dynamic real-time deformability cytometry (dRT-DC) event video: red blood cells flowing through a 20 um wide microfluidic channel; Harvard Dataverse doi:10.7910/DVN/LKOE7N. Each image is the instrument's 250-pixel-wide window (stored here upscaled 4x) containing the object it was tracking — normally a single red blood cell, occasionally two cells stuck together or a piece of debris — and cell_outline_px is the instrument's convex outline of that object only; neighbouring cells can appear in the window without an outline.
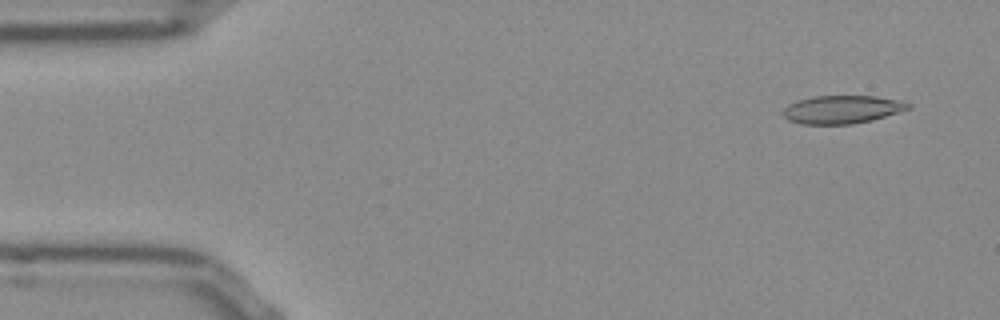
{"species": "Egyptian fruit bat (a non-hibernating species)", "species_latin": "Rousettus aegyptiacus", "temperature_condition": "room temperature", "stored_images_in_passage": 49, "camera_frame_rate_fps": 3000, "um_per_image_px": 0.085, "frame": {"image": 1, "passage_image": 1, "time_ms": 0.0, "image_size_px": [1000, 320], "cell_outline_px": [[912, 108], [872, 120], [852, 124], [800, 124], [788, 120], [780, 112], [788, 104], [796, 100], [812, 96], [876, 96], [904, 100], [912, 104]], "centroid_in_image_um": [71.58, 9.29], "position_along_channel_um": 13.4, "area_um2": 20.87}}
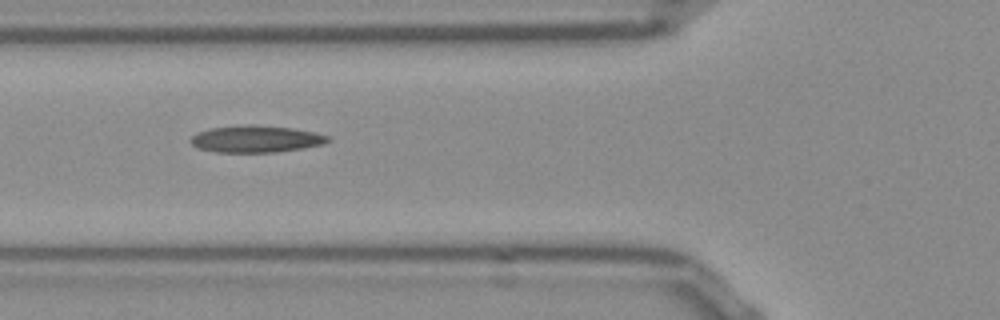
{"frame": {"image": 2, "passage_image": 16, "time_ms": 5.0, "image_size_px": [1000, 320], "cell_outline_px": [[332, 140], [324, 144], [304, 148], [276, 152], [216, 152], [200, 148], [192, 144], [188, 140], [196, 132], [208, 128], [248, 124], [256, 124], [292, 128], [316, 132], [328, 136]], "centroid_in_image_um": [21.77, 11.8], "position_along_channel_um": 104.0, "area_um2": 21.79}}
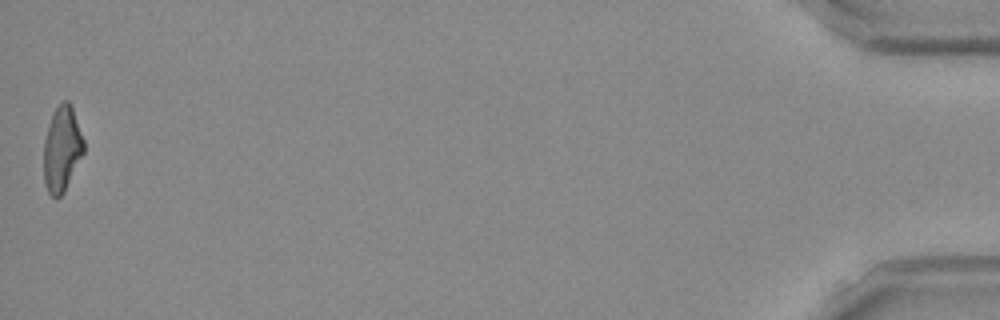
{"frame": {"image": 3, "passage_image": 49, "time_ms": 16.0, "image_size_px": [1000, 320], "cell_outline_px": [[84, 152], [64, 192], [60, 196], [52, 196], [48, 192], [44, 184], [44, 140], [48, 124], [56, 108], [64, 100], [68, 100], [72, 104], [84, 140]], "centroid_in_image_um": [5.27, 12.64], "position_along_channel_um": 429.9, "area_um2": 19.88}, "authors_computed_cell_mechanics": {"area_um2": 20.5768, "velocity_mm_per_s": 3.8871, "shape_relaxation_time_tau1_ms": null, "shape_relaxation_time_tau2_ms": 1.4706, "deformation_change_tau1": null, "deformation_change_tau2": 0.0997}}